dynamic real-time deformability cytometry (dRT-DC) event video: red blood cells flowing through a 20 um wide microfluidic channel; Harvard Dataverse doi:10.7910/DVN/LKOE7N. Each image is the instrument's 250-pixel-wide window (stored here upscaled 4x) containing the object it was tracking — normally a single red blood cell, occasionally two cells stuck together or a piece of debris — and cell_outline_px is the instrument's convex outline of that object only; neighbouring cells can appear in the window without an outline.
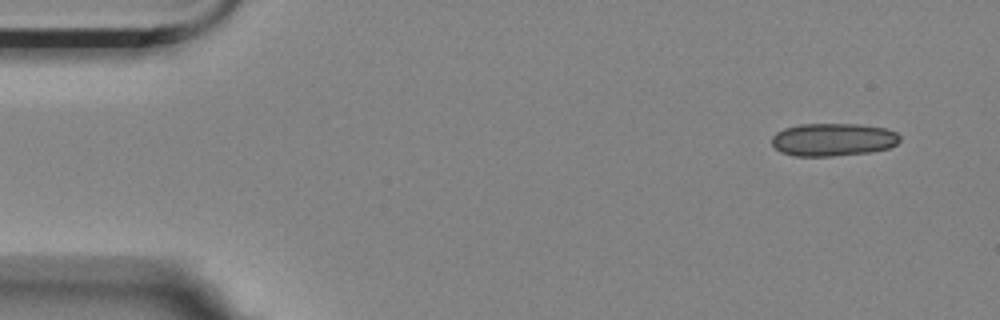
{"species": "Egyptian fruit bat (a non-hibernating species)", "species_latin": "Rousettus aegyptiacus", "temperature_condition": "room temperature", "stored_images_in_passage": 6, "camera_frame_rate_fps": 3000, "um_per_image_px": 0.085, "animal": {"sex": "female"}, "frame": {"image": 1, "passage_image": 1, "time_ms": 0.0, "image_size_px": [1000, 320], "cell_outline_px": [[900, 140], [896, 144], [888, 148], [872, 152], [832, 156], [796, 156], [780, 152], [772, 144], [772, 136], [776, 132], [784, 128], [800, 124], [860, 124], [888, 128], [896, 132], [900, 136]], "centroid_in_image_um": [70.82, 11.86], "position_along_channel_um": 14.2, "area_um2": 24.74}}
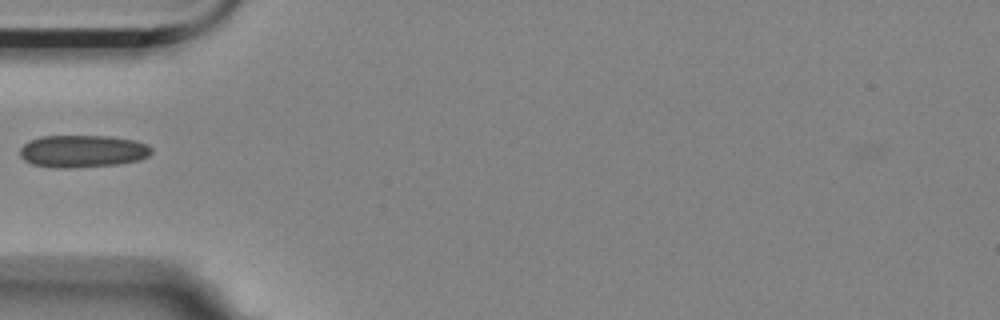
{"frame": {"image": 2, "passage_image": 5, "time_ms": 1.333, "image_size_px": [1000, 320], "cell_outline_px": [[152, 152], [148, 156], [140, 160], [120, 164], [72, 168], [48, 168], [32, 164], [24, 160], [20, 156], [20, 148], [28, 140], [40, 136], [112, 136], [136, 140], [152, 148]], "centroid_in_image_um": [7.0, 12.86], "position_along_channel_um": 78.0, "area_um2": 25.2}}
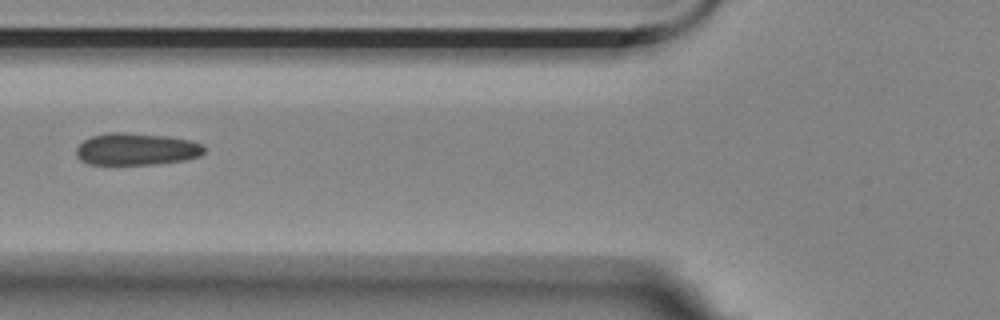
{"frame": {"image": 3, "passage_image": 6, "time_ms": 1.667, "image_size_px": [1000, 320], "cell_outline_px": [[204, 152], [200, 156], [184, 160], [156, 164], [88, 164], [80, 160], [76, 156], [76, 148], [84, 140], [92, 136], [112, 132], [124, 132], [168, 136], [188, 140], [200, 144], [204, 148]], "centroid_in_image_um": [11.56, 12.68], "position_along_channel_um": 114.2, "area_um2": 23.81}}